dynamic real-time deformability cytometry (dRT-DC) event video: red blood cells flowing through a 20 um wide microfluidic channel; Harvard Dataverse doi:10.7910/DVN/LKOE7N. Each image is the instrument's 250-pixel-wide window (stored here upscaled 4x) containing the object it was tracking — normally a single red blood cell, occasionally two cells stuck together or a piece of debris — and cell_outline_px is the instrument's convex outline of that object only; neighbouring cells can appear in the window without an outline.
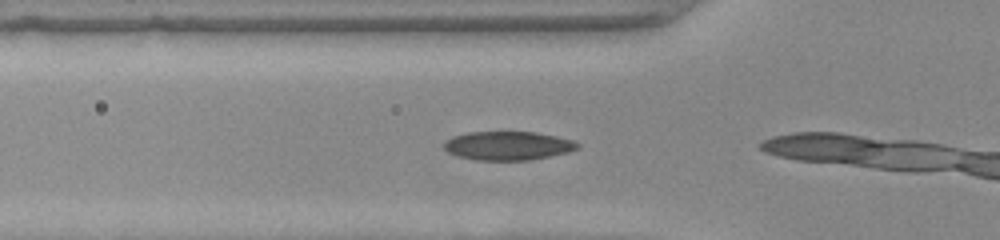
{"species": "common noctule bat (a hibernating species)", "species_latin": "Nyctalus noctula", "temperature_condition": "warm", "stored_images_in_passage": 5, "camera_frame_rate_fps": 3000, "um_per_image_px": 0.085, "animal": {"sex": "female", "body_mass_g": 22.0, "forearm_length_mm": 56.7}, "frame": {"image": 1, "passage_image": 3, "time_ms": 0.667, "image_size_px": [1000, 240], "cell_outline_px": [[580, 148], [568, 152], [528, 160], [476, 160], [460, 156], [448, 152], [444, 148], [444, 144], [452, 136], [468, 132], [536, 132], [556, 136], [572, 140], [580, 144]], "centroid_in_image_um": [43.19, 12.38], "position_along_channel_um": 82.6, "area_um2": 22.2}}